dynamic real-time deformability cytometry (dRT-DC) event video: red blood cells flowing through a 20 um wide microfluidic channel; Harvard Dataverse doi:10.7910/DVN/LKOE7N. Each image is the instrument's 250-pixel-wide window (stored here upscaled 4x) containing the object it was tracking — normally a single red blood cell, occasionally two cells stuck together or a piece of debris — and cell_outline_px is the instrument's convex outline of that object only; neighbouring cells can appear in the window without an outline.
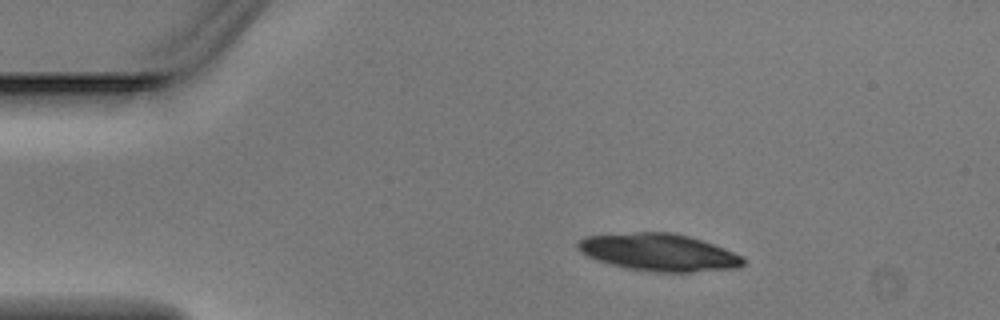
{"species": "Egyptian fruit bat (a non-hibernating species)", "species_latin": "Rousettus aegyptiacus", "temperature_condition": "warm", "stored_images_in_passage": 3, "camera_frame_rate_fps": 3000, "um_per_image_px": 0.085, "animal": {"sex": "male"}, "frame": {"image": 1, "passage_image": 1, "time_ms": 0.0, "image_size_px": [1000, 320], "cell_outline_px": [[744, 264], [736, 268], [692, 272], [656, 272], [628, 268], [596, 260], [580, 252], [576, 248], [576, 240], [584, 236], [636, 232], [672, 232], [704, 240], [744, 256]], "centroid_in_image_um": [55.99, 21.44], "position_along_channel_um": 29.0, "area_um2": 36.18}}